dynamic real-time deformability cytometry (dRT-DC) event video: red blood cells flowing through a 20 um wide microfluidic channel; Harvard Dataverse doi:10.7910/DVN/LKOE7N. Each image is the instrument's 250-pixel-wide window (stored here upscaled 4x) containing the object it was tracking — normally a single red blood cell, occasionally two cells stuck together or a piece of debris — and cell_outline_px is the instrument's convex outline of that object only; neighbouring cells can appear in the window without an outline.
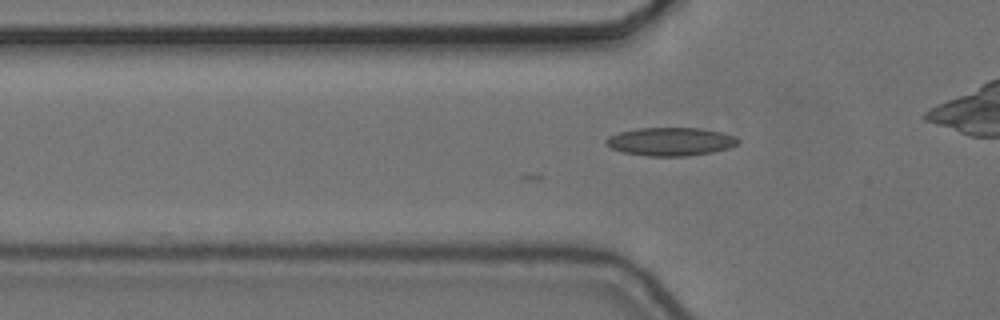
{"species": "common noctule bat (a hibernating species)", "species_latin": "Nyctalus noctula", "temperature_condition": "cold", "stored_images_in_passage": 7, "camera_frame_rate_fps": 3000, "um_per_image_px": 0.085, "animal": {"sex": "female", "body_mass_g": 24.6, "forearm_length_mm": 56.2}, "frame": {"image": 1, "passage_image": 7, "time_ms": 2.0, "image_size_px": [1000, 320], "cell_outline_px": [[740, 144], [728, 148], [712, 152], [688, 156], [648, 156], [624, 152], [612, 148], [604, 144], [604, 140], [608, 136], [620, 132], [636, 128], [700, 128], [720, 132], [736, 136], [740, 140]], "centroid_in_image_um": [57.0, 12.03], "position_along_channel_um": 68.8, "area_um2": 21.85}}